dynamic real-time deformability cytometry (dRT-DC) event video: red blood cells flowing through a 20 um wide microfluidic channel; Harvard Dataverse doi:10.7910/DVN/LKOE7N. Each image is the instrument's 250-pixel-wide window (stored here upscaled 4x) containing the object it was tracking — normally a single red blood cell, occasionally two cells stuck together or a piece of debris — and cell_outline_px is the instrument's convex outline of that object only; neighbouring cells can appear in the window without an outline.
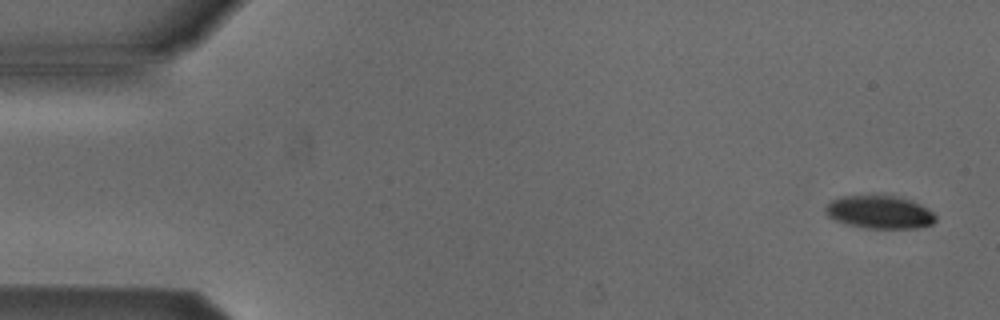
{"species": "Egyptian fruit bat (a non-hibernating species)", "species_latin": "Rousettus aegyptiacus", "temperature_condition": "cold", "stored_images_in_passage": 53, "camera_frame_rate_fps": 3000, "um_per_image_px": 0.085, "animal": {"sex": "male"}, "frame": {"image": 1, "passage_image": 2, "time_ms": 0.333, "image_size_px": [1000, 320], "cell_outline_px": [[936, 220], [932, 224], [920, 228], [864, 228], [848, 224], [836, 220], [828, 216], [824, 212], [824, 208], [832, 200], [844, 196], [896, 196], [912, 200], [928, 208], [936, 216]], "centroid_in_image_um": [74.79, 18.04], "position_along_channel_um": 10.2, "area_um2": 21.1}}
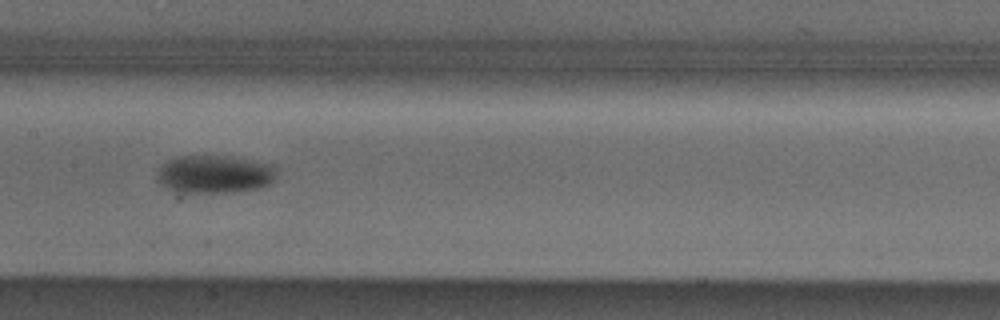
{"frame": {"image": 2, "passage_image": 26, "time_ms": 8.333, "image_size_px": [1000, 320], "cell_outline_px": [[276, 180], [260, 188], [228, 192], [184, 192], [168, 188], [160, 184], [156, 180], [156, 176], [160, 168], [168, 160], [176, 156], [216, 156], [272, 164], [276, 168]], "centroid_in_image_um": [18.23, 14.82], "position_along_channel_um": 189.2, "area_um2": 26.01}}
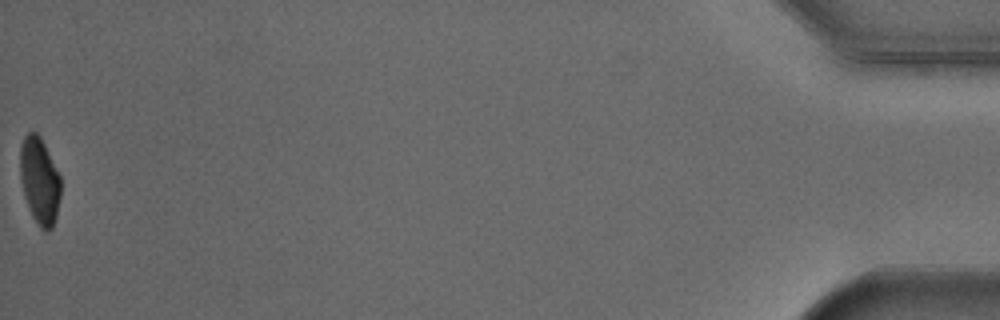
{"frame": {"image": 3, "passage_image": 53, "time_ms": 17.333, "image_size_px": [1000, 320], "cell_outline_px": [[60, 196], [56, 216], [52, 228], [48, 232], [44, 232], [40, 228], [32, 216], [28, 208], [24, 196], [20, 180], [20, 148], [24, 136], [28, 132], [36, 132], [40, 136], [60, 176]], "centroid_in_image_um": [3.35, 15.39], "position_along_channel_um": 431.9, "area_um2": 20.58}, "authors_computed_cell_mechanics": {"area_um2": 23.409, "velocity_mm_per_s": 3.8729, "shape_relaxation_time_tau1_ms": 3.1053, "shape_relaxation_time_tau2_ms": null, "deformation_change_tau1": 0.1261, "deformation_change_tau2": null}}